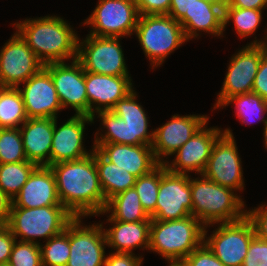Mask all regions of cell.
<instances>
[{
  "label": "cell",
  "instance_id": "1",
  "mask_svg": "<svg viewBox=\"0 0 267 266\" xmlns=\"http://www.w3.org/2000/svg\"><path fill=\"white\" fill-rule=\"evenodd\" d=\"M91 149V154L81 159L49 166L59 200L74 217L97 216L107 204L94 160V147Z\"/></svg>",
  "mask_w": 267,
  "mask_h": 266
},
{
  "label": "cell",
  "instance_id": "2",
  "mask_svg": "<svg viewBox=\"0 0 267 266\" xmlns=\"http://www.w3.org/2000/svg\"><path fill=\"white\" fill-rule=\"evenodd\" d=\"M12 25L44 65L77 59L79 37L63 17L48 15Z\"/></svg>",
  "mask_w": 267,
  "mask_h": 266
},
{
  "label": "cell",
  "instance_id": "3",
  "mask_svg": "<svg viewBox=\"0 0 267 266\" xmlns=\"http://www.w3.org/2000/svg\"><path fill=\"white\" fill-rule=\"evenodd\" d=\"M137 93L132 90L120 99L110 111L96 113L100 118L101 129L105 132L95 133L93 143H115L128 145L152 146L154 129L148 132L149 120L141 104L137 102ZM100 136L98 137V135Z\"/></svg>",
  "mask_w": 267,
  "mask_h": 266
},
{
  "label": "cell",
  "instance_id": "4",
  "mask_svg": "<svg viewBox=\"0 0 267 266\" xmlns=\"http://www.w3.org/2000/svg\"><path fill=\"white\" fill-rule=\"evenodd\" d=\"M190 188L192 216L204 226L235 222L246 216V205L241 196L234 190L211 181L203 174L194 179L190 175Z\"/></svg>",
  "mask_w": 267,
  "mask_h": 266
},
{
  "label": "cell",
  "instance_id": "5",
  "mask_svg": "<svg viewBox=\"0 0 267 266\" xmlns=\"http://www.w3.org/2000/svg\"><path fill=\"white\" fill-rule=\"evenodd\" d=\"M205 226L195 217L159 221L151 219L149 251L168 263H181L204 242Z\"/></svg>",
  "mask_w": 267,
  "mask_h": 266
},
{
  "label": "cell",
  "instance_id": "6",
  "mask_svg": "<svg viewBox=\"0 0 267 266\" xmlns=\"http://www.w3.org/2000/svg\"><path fill=\"white\" fill-rule=\"evenodd\" d=\"M73 218L64 206L11 207L6 225L16 240L40 244L37 238L47 241L62 233Z\"/></svg>",
  "mask_w": 267,
  "mask_h": 266
},
{
  "label": "cell",
  "instance_id": "7",
  "mask_svg": "<svg viewBox=\"0 0 267 266\" xmlns=\"http://www.w3.org/2000/svg\"><path fill=\"white\" fill-rule=\"evenodd\" d=\"M134 34L153 69L188 41L181 24L169 15H140Z\"/></svg>",
  "mask_w": 267,
  "mask_h": 266
},
{
  "label": "cell",
  "instance_id": "8",
  "mask_svg": "<svg viewBox=\"0 0 267 266\" xmlns=\"http://www.w3.org/2000/svg\"><path fill=\"white\" fill-rule=\"evenodd\" d=\"M139 16L135 0H99L83 25L91 26L92 36L130 37L135 33Z\"/></svg>",
  "mask_w": 267,
  "mask_h": 266
},
{
  "label": "cell",
  "instance_id": "9",
  "mask_svg": "<svg viewBox=\"0 0 267 266\" xmlns=\"http://www.w3.org/2000/svg\"><path fill=\"white\" fill-rule=\"evenodd\" d=\"M120 39L90 34H87L85 40L79 38L77 60L84 71L109 76H129Z\"/></svg>",
  "mask_w": 267,
  "mask_h": 266
},
{
  "label": "cell",
  "instance_id": "10",
  "mask_svg": "<svg viewBox=\"0 0 267 266\" xmlns=\"http://www.w3.org/2000/svg\"><path fill=\"white\" fill-rule=\"evenodd\" d=\"M204 228V243L225 266H242L249 244L255 236L251 221L243 219L229 223H218L212 234L207 237Z\"/></svg>",
  "mask_w": 267,
  "mask_h": 266
},
{
  "label": "cell",
  "instance_id": "11",
  "mask_svg": "<svg viewBox=\"0 0 267 266\" xmlns=\"http://www.w3.org/2000/svg\"><path fill=\"white\" fill-rule=\"evenodd\" d=\"M223 131L214 143L206 169L202 174L223 187L242 191L245 184L235 137L229 128Z\"/></svg>",
  "mask_w": 267,
  "mask_h": 266
},
{
  "label": "cell",
  "instance_id": "12",
  "mask_svg": "<svg viewBox=\"0 0 267 266\" xmlns=\"http://www.w3.org/2000/svg\"><path fill=\"white\" fill-rule=\"evenodd\" d=\"M263 55L264 51L260 45L247 44L231 57L221 91L213 107L214 110L221 109L222 105L233 96L252 92Z\"/></svg>",
  "mask_w": 267,
  "mask_h": 266
},
{
  "label": "cell",
  "instance_id": "13",
  "mask_svg": "<svg viewBox=\"0 0 267 266\" xmlns=\"http://www.w3.org/2000/svg\"><path fill=\"white\" fill-rule=\"evenodd\" d=\"M82 217L69 222L70 256L66 266H105V237L102 223L82 225Z\"/></svg>",
  "mask_w": 267,
  "mask_h": 266
},
{
  "label": "cell",
  "instance_id": "14",
  "mask_svg": "<svg viewBox=\"0 0 267 266\" xmlns=\"http://www.w3.org/2000/svg\"><path fill=\"white\" fill-rule=\"evenodd\" d=\"M43 67L44 64L17 32L0 50V82L3 87L17 88Z\"/></svg>",
  "mask_w": 267,
  "mask_h": 266
},
{
  "label": "cell",
  "instance_id": "15",
  "mask_svg": "<svg viewBox=\"0 0 267 266\" xmlns=\"http://www.w3.org/2000/svg\"><path fill=\"white\" fill-rule=\"evenodd\" d=\"M192 216L190 176L166 171L160 179L156 212L151 219L180 220Z\"/></svg>",
  "mask_w": 267,
  "mask_h": 266
},
{
  "label": "cell",
  "instance_id": "16",
  "mask_svg": "<svg viewBox=\"0 0 267 266\" xmlns=\"http://www.w3.org/2000/svg\"><path fill=\"white\" fill-rule=\"evenodd\" d=\"M70 63H49L44 68L52 77L62 108L71 106L75 115L88 116L85 71L77 59Z\"/></svg>",
  "mask_w": 267,
  "mask_h": 266
},
{
  "label": "cell",
  "instance_id": "17",
  "mask_svg": "<svg viewBox=\"0 0 267 266\" xmlns=\"http://www.w3.org/2000/svg\"><path fill=\"white\" fill-rule=\"evenodd\" d=\"M207 123L199 129L184 145L176 152L175 159L164 164L168 171L174 174H202L206 169L212 148L217 138L224 132L218 127L207 128ZM222 130V131H221Z\"/></svg>",
  "mask_w": 267,
  "mask_h": 266
},
{
  "label": "cell",
  "instance_id": "18",
  "mask_svg": "<svg viewBox=\"0 0 267 266\" xmlns=\"http://www.w3.org/2000/svg\"><path fill=\"white\" fill-rule=\"evenodd\" d=\"M208 120L207 115H173L164 125L154 130L152 150L155 159L159 163H164L169 158L167 156H172L199 129L208 123Z\"/></svg>",
  "mask_w": 267,
  "mask_h": 266
},
{
  "label": "cell",
  "instance_id": "19",
  "mask_svg": "<svg viewBox=\"0 0 267 266\" xmlns=\"http://www.w3.org/2000/svg\"><path fill=\"white\" fill-rule=\"evenodd\" d=\"M24 84V85H23ZM20 91L27 118H57L62 105L50 73L43 67L22 83Z\"/></svg>",
  "mask_w": 267,
  "mask_h": 266
},
{
  "label": "cell",
  "instance_id": "20",
  "mask_svg": "<svg viewBox=\"0 0 267 266\" xmlns=\"http://www.w3.org/2000/svg\"><path fill=\"white\" fill-rule=\"evenodd\" d=\"M85 85L88 98V116L95 119V113L110 111L115 104L134 88L131 76H109L85 71Z\"/></svg>",
  "mask_w": 267,
  "mask_h": 266
},
{
  "label": "cell",
  "instance_id": "21",
  "mask_svg": "<svg viewBox=\"0 0 267 266\" xmlns=\"http://www.w3.org/2000/svg\"><path fill=\"white\" fill-rule=\"evenodd\" d=\"M54 118V133L50 151V166L59 162L81 159L91 154L83 146L86 123H94L93 117L73 115L61 126Z\"/></svg>",
  "mask_w": 267,
  "mask_h": 266
},
{
  "label": "cell",
  "instance_id": "22",
  "mask_svg": "<svg viewBox=\"0 0 267 266\" xmlns=\"http://www.w3.org/2000/svg\"><path fill=\"white\" fill-rule=\"evenodd\" d=\"M63 206L59 200L54 174L48 166H37L12 199L11 207L39 208Z\"/></svg>",
  "mask_w": 267,
  "mask_h": 266
},
{
  "label": "cell",
  "instance_id": "23",
  "mask_svg": "<svg viewBox=\"0 0 267 266\" xmlns=\"http://www.w3.org/2000/svg\"><path fill=\"white\" fill-rule=\"evenodd\" d=\"M107 160L139 178L153 170L159 162L155 159L152 146L115 143H94Z\"/></svg>",
  "mask_w": 267,
  "mask_h": 266
},
{
  "label": "cell",
  "instance_id": "24",
  "mask_svg": "<svg viewBox=\"0 0 267 266\" xmlns=\"http://www.w3.org/2000/svg\"><path fill=\"white\" fill-rule=\"evenodd\" d=\"M19 128L27 160L49 167L54 118H28Z\"/></svg>",
  "mask_w": 267,
  "mask_h": 266
},
{
  "label": "cell",
  "instance_id": "25",
  "mask_svg": "<svg viewBox=\"0 0 267 266\" xmlns=\"http://www.w3.org/2000/svg\"><path fill=\"white\" fill-rule=\"evenodd\" d=\"M113 225L104 228L107 247L117 253H133L135 249L149 250L151 220L122 222L107 220Z\"/></svg>",
  "mask_w": 267,
  "mask_h": 266
},
{
  "label": "cell",
  "instance_id": "26",
  "mask_svg": "<svg viewBox=\"0 0 267 266\" xmlns=\"http://www.w3.org/2000/svg\"><path fill=\"white\" fill-rule=\"evenodd\" d=\"M224 10L207 1L196 0L185 15L178 21L189 41L199 36L198 32H207L214 36H223Z\"/></svg>",
  "mask_w": 267,
  "mask_h": 266
},
{
  "label": "cell",
  "instance_id": "27",
  "mask_svg": "<svg viewBox=\"0 0 267 266\" xmlns=\"http://www.w3.org/2000/svg\"><path fill=\"white\" fill-rule=\"evenodd\" d=\"M94 160L106 201L134 186L137 177L107 160L96 148H94Z\"/></svg>",
  "mask_w": 267,
  "mask_h": 266
},
{
  "label": "cell",
  "instance_id": "28",
  "mask_svg": "<svg viewBox=\"0 0 267 266\" xmlns=\"http://www.w3.org/2000/svg\"><path fill=\"white\" fill-rule=\"evenodd\" d=\"M105 213H109L107 220H118L122 222L151 220V217L143 209L134 187L110 198L107 201L104 211L98 215L100 216Z\"/></svg>",
  "mask_w": 267,
  "mask_h": 266
},
{
  "label": "cell",
  "instance_id": "29",
  "mask_svg": "<svg viewBox=\"0 0 267 266\" xmlns=\"http://www.w3.org/2000/svg\"><path fill=\"white\" fill-rule=\"evenodd\" d=\"M27 119L20 91L3 87L0 91V128H19Z\"/></svg>",
  "mask_w": 267,
  "mask_h": 266
},
{
  "label": "cell",
  "instance_id": "30",
  "mask_svg": "<svg viewBox=\"0 0 267 266\" xmlns=\"http://www.w3.org/2000/svg\"><path fill=\"white\" fill-rule=\"evenodd\" d=\"M36 167L31 161L0 164V189L13 199Z\"/></svg>",
  "mask_w": 267,
  "mask_h": 266
},
{
  "label": "cell",
  "instance_id": "31",
  "mask_svg": "<svg viewBox=\"0 0 267 266\" xmlns=\"http://www.w3.org/2000/svg\"><path fill=\"white\" fill-rule=\"evenodd\" d=\"M232 103L235 104L237 118H239L243 124L252 123V121H255L257 116L259 117L256 119H261V122H263L264 125L267 124V117L265 118L263 116L267 113V101H265L260 95L256 94L255 92L236 95L229 98L221 108Z\"/></svg>",
  "mask_w": 267,
  "mask_h": 266
},
{
  "label": "cell",
  "instance_id": "32",
  "mask_svg": "<svg viewBox=\"0 0 267 266\" xmlns=\"http://www.w3.org/2000/svg\"><path fill=\"white\" fill-rule=\"evenodd\" d=\"M167 171L164 163H159L149 173L136 179L134 188L138 193L141 205L146 213L152 217L156 212V201L161 176Z\"/></svg>",
  "mask_w": 267,
  "mask_h": 266
},
{
  "label": "cell",
  "instance_id": "33",
  "mask_svg": "<svg viewBox=\"0 0 267 266\" xmlns=\"http://www.w3.org/2000/svg\"><path fill=\"white\" fill-rule=\"evenodd\" d=\"M39 246L43 266H66L70 256L69 223L62 233Z\"/></svg>",
  "mask_w": 267,
  "mask_h": 266
},
{
  "label": "cell",
  "instance_id": "34",
  "mask_svg": "<svg viewBox=\"0 0 267 266\" xmlns=\"http://www.w3.org/2000/svg\"><path fill=\"white\" fill-rule=\"evenodd\" d=\"M262 10L225 7L224 9V31L230 20L235 25V31L241 38L253 35L262 20Z\"/></svg>",
  "mask_w": 267,
  "mask_h": 266
},
{
  "label": "cell",
  "instance_id": "35",
  "mask_svg": "<svg viewBox=\"0 0 267 266\" xmlns=\"http://www.w3.org/2000/svg\"><path fill=\"white\" fill-rule=\"evenodd\" d=\"M28 161L20 128H0V164Z\"/></svg>",
  "mask_w": 267,
  "mask_h": 266
},
{
  "label": "cell",
  "instance_id": "36",
  "mask_svg": "<svg viewBox=\"0 0 267 266\" xmlns=\"http://www.w3.org/2000/svg\"><path fill=\"white\" fill-rule=\"evenodd\" d=\"M8 264L12 266H43L39 244L16 240Z\"/></svg>",
  "mask_w": 267,
  "mask_h": 266
},
{
  "label": "cell",
  "instance_id": "37",
  "mask_svg": "<svg viewBox=\"0 0 267 266\" xmlns=\"http://www.w3.org/2000/svg\"><path fill=\"white\" fill-rule=\"evenodd\" d=\"M181 263L184 266H225L204 242Z\"/></svg>",
  "mask_w": 267,
  "mask_h": 266
},
{
  "label": "cell",
  "instance_id": "38",
  "mask_svg": "<svg viewBox=\"0 0 267 266\" xmlns=\"http://www.w3.org/2000/svg\"><path fill=\"white\" fill-rule=\"evenodd\" d=\"M242 266H267V240L253 237Z\"/></svg>",
  "mask_w": 267,
  "mask_h": 266
},
{
  "label": "cell",
  "instance_id": "39",
  "mask_svg": "<svg viewBox=\"0 0 267 266\" xmlns=\"http://www.w3.org/2000/svg\"><path fill=\"white\" fill-rule=\"evenodd\" d=\"M246 217L251 221L255 235L267 240V205L261 204L257 208L246 210Z\"/></svg>",
  "mask_w": 267,
  "mask_h": 266
},
{
  "label": "cell",
  "instance_id": "40",
  "mask_svg": "<svg viewBox=\"0 0 267 266\" xmlns=\"http://www.w3.org/2000/svg\"><path fill=\"white\" fill-rule=\"evenodd\" d=\"M140 15H168L171 0H135Z\"/></svg>",
  "mask_w": 267,
  "mask_h": 266
},
{
  "label": "cell",
  "instance_id": "41",
  "mask_svg": "<svg viewBox=\"0 0 267 266\" xmlns=\"http://www.w3.org/2000/svg\"><path fill=\"white\" fill-rule=\"evenodd\" d=\"M15 242L16 238L13 236L9 227L6 224L0 225V266L9 262Z\"/></svg>",
  "mask_w": 267,
  "mask_h": 266
},
{
  "label": "cell",
  "instance_id": "42",
  "mask_svg": "<svg viewBox=\"0 0 267 266\" xmlns=\"http://www.w3.org/2000/svg\"><path fill=\"white\" fill-rule=\"evenodd\" d=\"M135 255V253L111 252L106 256L105 266H141L142 256Z\"/></svg>",
  "mask_w": 267,
  "mask_h": 266
},
{
  "label": "cell",
  "instance_id": "43",
  "mask_svg": "<svg viewBox=\"0 0 267 266\" xmlns=\"http://www.w3.org/2000/svg\"><path fill=\"white\" fill-rule=\"evenodd\" d=\"M252 92L260 95L267 101V56L263 55L258 72L255 76Z\"/></svg>",
  "mask_w": 267,
  "mask_h": 266
},
{
  "label": "cell",
  "instance_id": "44",
  "mask_svg": "<svg viewBox=\"0 0 267 266\" xmlns=\"http://www.w3.org/2000/svg\"><path fill=\"white\" fill-rule=\"evenodd\" d=\"M196 0H171L168 15L179 21Z\"/></svg>",
  "mask_w": 267,
  "mask_h": 266
},
{
  "label": "cell",
  "instance_id": "45",
  "mask_svg": "<svg viewBox=\"0 0 267 266\" xmlns=\"http://www.w3.org/2000/svg\"><path fill=\"white\" fill-rule=\"evenodd\" d=\"M226 7L264 10L267 7V0H229Z\"/></svg>",
  "mask_w": 267,
  "mask_h": 266
},
{
  "label": "cell",
  "instance_id": "46",
  "mask_svg": "<svg viewBox=\"0 0 267 266\" xmlns=\"http://www.w3.org/2000/svg\"><path fill=\"white\" fill-rule=\"evenodd\" d=\"M12 199L0 189V225L7 224L11 211Z\"/></svg>",
  "mask_w": 267,
  "mask_h": 266
},
{
  "label": "cell",
  "instance_id": "47",
  "mask_svg": "<svg viewBox=\"0 0 267 266\" xmlns=\"http://www.w3.org/2000/svg\"><path fill=\"white\" fill-rule=\"evenodd\" d=\"M249 45H260L263 48L264 55L267 56V35L264 36L263 40H253V42L249 43Z\"/></svg>",
  "mask_w": 267,
  "mask_h": 266
},
{
  "label": "cell",
  "instance_id": "48",
  "mask_svg": "<svg viewBox=\"0 0 267 266\" xmlns=\"http://www.w3.org/2000/svg\"><path fill=\"white\" fill-rule=\"evenodd\" d=\"M204 1L213 3V4L221 7L223 10L229 4V0H204Z\"/></svg>",
  "mask_w": 267,
  "mask_h": 266
},
{
  "label": "cell",
  "instance_id": "49",
  "mask_svg": "<svg viewBox=\"0 0 267 266\" xmlns=\"http://www.w3.org/2000/svg\"><path fill=\"white\" fill-rule=\"evenodd\" d=\"M264 130V133H263V137H264V145H265V148L267 149V124L266 125H264V128H263Z\"/></svg>",
  "mask_w": 267,
  "mask_h": 266
},
{
  "label": "cell",
  "instance_id": "50",
  "mask_svg": "<svg viewBox=\"0 0 267 266\" xmlns=\"http://www.w3.org/2000/svg\"><path fill=\"white\" fill-rule=\"evenodd\" d=\"M168 266H184L182 263H170Z\"/></svg>",
  "mask_w": 267,
  "mask_h": 266
},
{
  "label": "cell",
  "instance_id": "51",
  "mask_svg": "<svg viewBox=\"0 0 267 266\" xmlns=\"http://www.w3.org/2000/svg\"><path fill=\"white\" fill-rule=\"evenodd\" d=\"M3 89V86H2V84H1V82H0V91Z\"/></svg>",
  "mask_w": 267,
  "mask_h": 266
},
{
  "label": "cell",
  "instance_id": "52",
  "mask_svg": "<svg viewBox=\"0 0 267 266\" xmlns=\"http://www.w3.org/2000/svg\"><path fill=\"white\" fill-rule=\"evenodd\" d=\"M1 266H12V265H10V264L7 263V264L1 265Z\"/></svg>",
  "mask_w": 267,
  "mask_h": 266
}]
</instances>
